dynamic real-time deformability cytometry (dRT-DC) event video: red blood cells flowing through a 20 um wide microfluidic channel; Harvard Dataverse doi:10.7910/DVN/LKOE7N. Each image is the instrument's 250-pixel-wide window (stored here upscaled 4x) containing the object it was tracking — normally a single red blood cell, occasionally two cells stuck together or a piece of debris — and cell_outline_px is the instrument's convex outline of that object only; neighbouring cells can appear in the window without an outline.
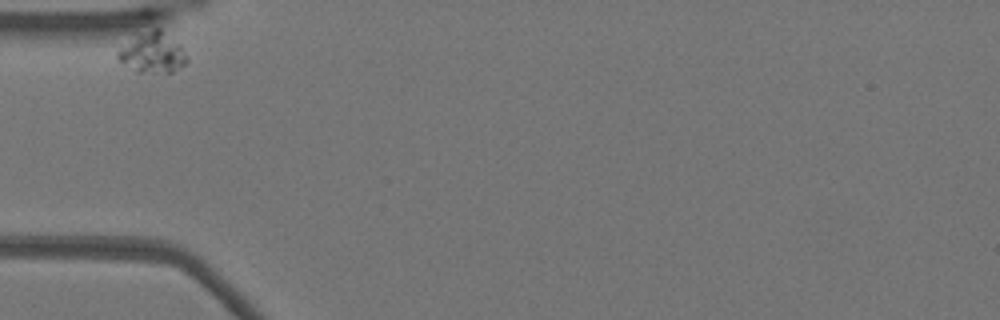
{"species": "Egyptian fruit bat (a non-hibernating species)", "species_latin": "Rousettus aegyptiacus", "temperature_condition": "warm", "stored_images_in_passage": 3, "camera_frame_rate_fps": 3000, "um_per_image_px": 0.085, "animal": {"sex": "female"}, "frame": {"image": 1, "passage_image": 1, "time_ms": 0.0, "image_size_px": [1000, 320], "cell_outline_px": [[188, 60], [184, 64], [172, 72], [136, 72], [120, 60], [116, 56], [116, 52], [136, 32], [152, 28], [160, 28], [180, 44], [188, 56]], "centroid_in_image_um": [12.95, 4.43], "position_along_channel_um": 72.0, "area_um2": 16.47}}